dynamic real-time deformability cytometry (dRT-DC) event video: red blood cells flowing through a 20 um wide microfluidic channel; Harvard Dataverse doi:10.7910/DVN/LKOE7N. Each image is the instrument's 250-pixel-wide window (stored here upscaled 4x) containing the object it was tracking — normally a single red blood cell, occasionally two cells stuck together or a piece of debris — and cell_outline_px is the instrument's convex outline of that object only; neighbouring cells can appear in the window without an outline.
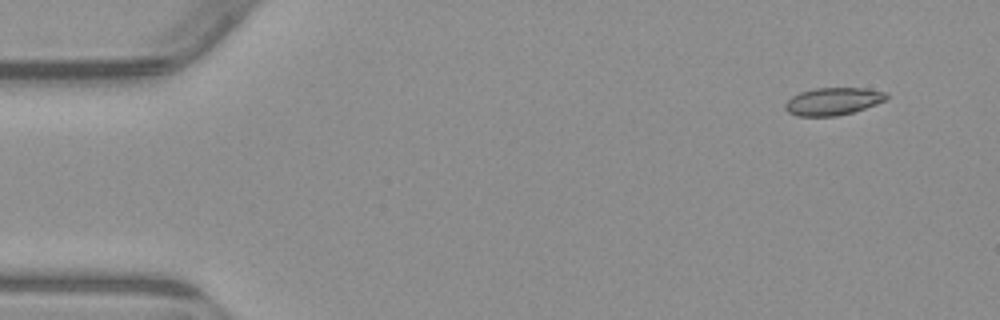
{"species": "common noctule bat (a hibernating species)", "species_latin": "Nyctalus noctula", "temperature_condition": "warm", "stored_images_in_passage": 4, "camera_frame_rate_fps": 3000, "um_per_image_px": 0.085, "animal": {"sex": "male", "body_mass_g": 23.1, "forearm_length_mm": 52.7}, "frame": {"image": 1, "passage_image": 1, "time_ms": 0.0, "image_size_px": [1000, 320], "cell_outline_px": [[888, 100], [852, 112], [836, 116], [796, 116], [788, 112], [784, 108], [784, 104], [792, 96], [800, 92], [816, 88], [864, 88], [888, 92]], "centroid_in_image_um": [70.82, 8.61], "position_along_channel_um": 14.2, "area_um2": 16.3}}
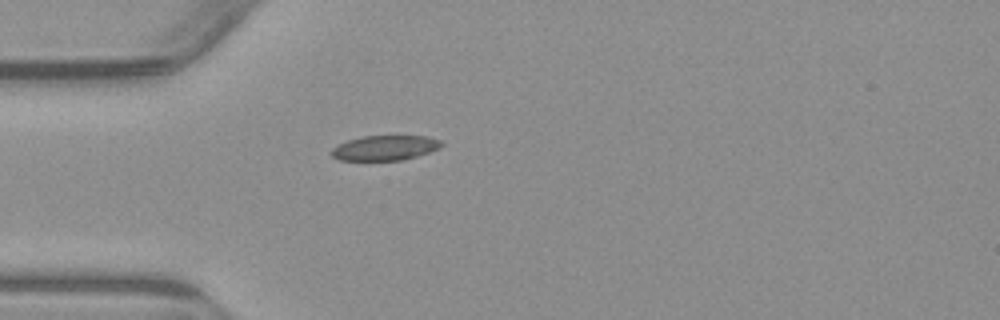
{"frame": {"image": 2, "passage_image": 4, "time_ms": 3.667, "image_size_px": [1000, 320], "cell_outline_px": [[444, 144], [428, 152], [416, 156], [400, 160], [340, 160], [332, 156], [328, 152], [336, 144], [360, 136], [396, 132], [428, 136], [440, 140]], "centroid_in_image_um": [32.7, 12.49], "position_along_channel_um": 52.3, "area_um2": 16.94}}